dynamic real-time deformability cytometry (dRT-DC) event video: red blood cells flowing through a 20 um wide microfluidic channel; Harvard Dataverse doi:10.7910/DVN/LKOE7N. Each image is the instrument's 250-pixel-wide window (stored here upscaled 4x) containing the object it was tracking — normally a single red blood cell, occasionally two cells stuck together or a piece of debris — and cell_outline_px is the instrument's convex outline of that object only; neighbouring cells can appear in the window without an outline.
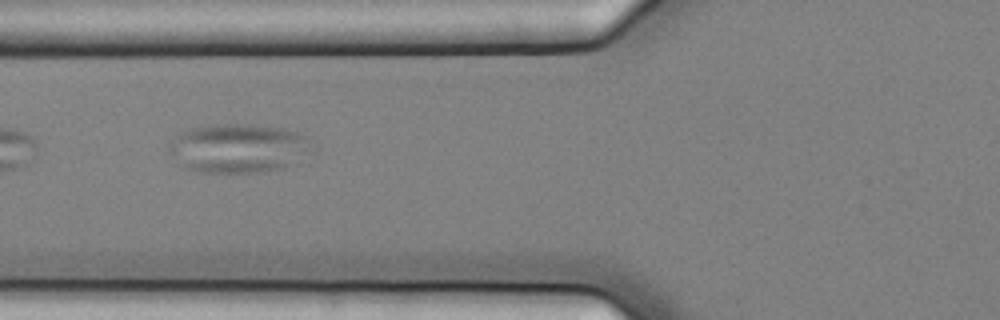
{"species": "common noctule bat (a hibernating species)", "species_latin": "Nyctalus noctula", "temperature_condition": "cold", "stored_images_in_passage": 10, "camera_frame_rate_fps": 3000, "um_per_image_px": 0.085, "animal": {"sex": "female", "body_mass_g": 25.1}, "frame": {"image": 1, "passage_image": 6, "time_ms": 1.667, "image_size_px": [1000, 320], "cell_outline_px": [[308, 140], [288, 164], [284, 168], [256, 172], [204, 172], [184, 168], [168, 152], [168, 144], [188, 128], [212, 124], [248, 124], [280, 128], [296, 132], [308, 136]], "centroid_in_image_um": [20.05, 12.58], "position_along_channel_um": 105.8, "area_um2": 39.3}}
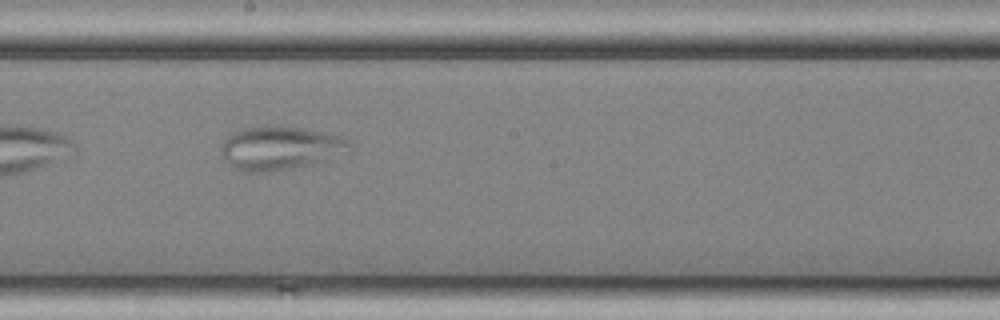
{"frame": {"image": 2, "passage_image": 9, "time_ms": 2.667, "image_size_px": [1000, 320], "cell_outline_px": [[352, 152], [324, 160], [308, 164], [260, 172], [240, 172], [232, 168], [224, 160], [220, 152], [220, 148], [224, 140], [232, 132], [240, 128], [304, 128], [336, 132], [344, 136], [352, 144]], "centroid_in_image_um": [23.87, 12.58], "position_along_channel_um": 224.3, "area_um2": 32.6}}
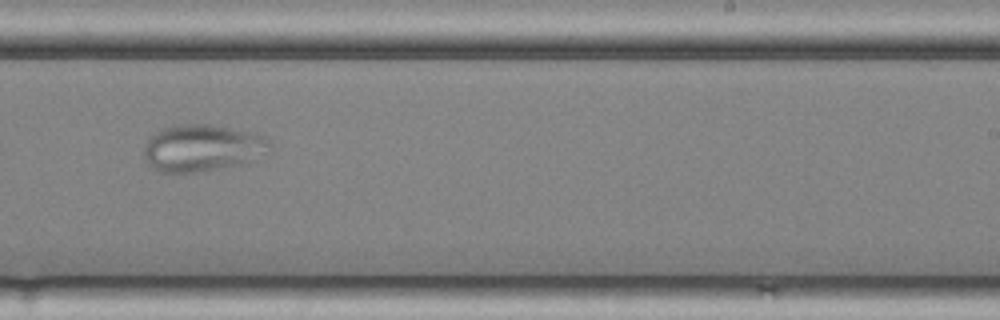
{"frame": {"image": 3, "passage_image": 10, "time_ms": 3.0, "image_size_px": [1000, 320], "cell_outline_px": [[272, 152], [240, 164], [192, 172], [156, 172], [148, 164], [144, 156], [144, 148], [148, 140], [156, 132], [164, 128], [180, 124], [208, 124], [248, 132], [264, 136], [272, 144]], "centroid_in_image_um": [17.2, 12.58], "position_along_channel_um": 271.8, "area_um2": 34.1}}